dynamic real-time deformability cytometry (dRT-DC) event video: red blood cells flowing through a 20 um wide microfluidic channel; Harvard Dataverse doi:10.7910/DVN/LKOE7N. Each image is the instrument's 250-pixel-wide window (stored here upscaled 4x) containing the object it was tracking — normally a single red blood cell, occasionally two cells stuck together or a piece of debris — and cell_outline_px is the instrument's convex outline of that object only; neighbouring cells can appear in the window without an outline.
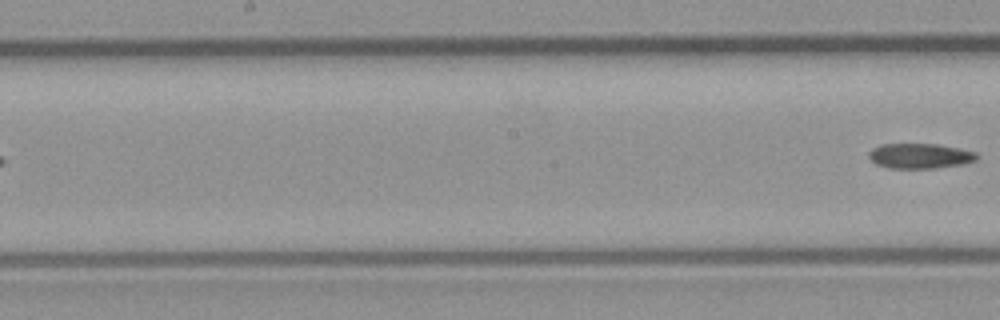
{"species": "common noctule bat (a hibernating species)", "species_latin": "Nyctalus noctula", "temperature_condition": "room temperature", "stored_images_in_passage": 8, "segment_of_instrument_passage": [2, 2], "camera_frame_rate_fps": 3000, "um_per_image_px": 0.085, "animal": {"sex": "male", "body_mass_g": 23.1, "forearm_length_mm": 52.7}, "frame": {"image": 1, "passage_image": 8, "time_ms": 2.333, "image_size_px": [1000, 320], "cell_outline_px": [[980, 156], [976, 160], [960, 164], [936, 168], [888, 168], [876, 164], [868, 156], [868, 152], [872, 148], [880, 144], [936, 144], [976, 152]], "centroid_in_image_um": [78.16, 13.25], "position_along_channel_um": 170.0, "area_um2": 15.72}}